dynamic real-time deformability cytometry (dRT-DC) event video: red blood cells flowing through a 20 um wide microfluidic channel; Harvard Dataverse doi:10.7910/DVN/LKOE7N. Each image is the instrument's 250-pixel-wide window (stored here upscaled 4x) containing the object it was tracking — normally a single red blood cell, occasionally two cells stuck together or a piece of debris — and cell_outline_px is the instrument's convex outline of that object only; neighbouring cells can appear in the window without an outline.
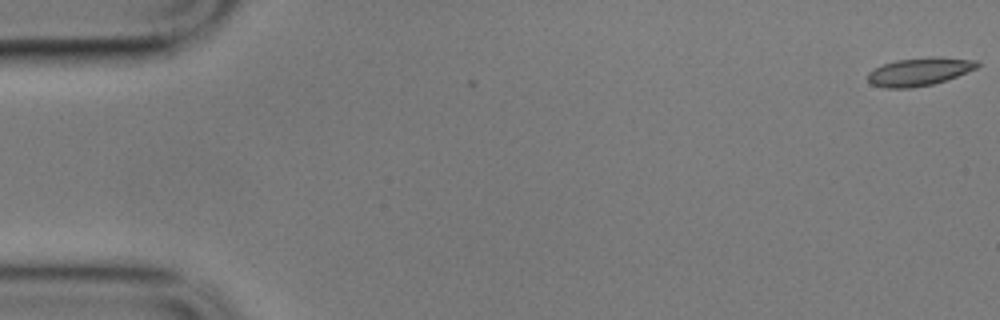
{"species": "common noctule bat (a hibernating species)", "species_latin": "Nyctalus noctula", "temperature_condition": "cold", "stored_images_in_passage": 3, "camera_frame_rate_fps": 3000, "um_per_image_px": 0.085, "animal": {"sex": "male", "body_mass_g": 17.9}, "frame": {"image": 1, "passage_image": 1, "time_ms": 0.0, "image_size_px": [1000, 320], "cell_outline_px": [[980, 64], [976, 68], [948, 80], [932, 84], [912, 88], [884, 88], [872, 84], [868, 80], [868, 72], [884, 64], [896, 60], [932, 56], [940, 56], [980, 60]], "centroid_in_image_um": [78.2, 6.08], "position_along_channel_um": 6.8, "area_um2": 18.09}}